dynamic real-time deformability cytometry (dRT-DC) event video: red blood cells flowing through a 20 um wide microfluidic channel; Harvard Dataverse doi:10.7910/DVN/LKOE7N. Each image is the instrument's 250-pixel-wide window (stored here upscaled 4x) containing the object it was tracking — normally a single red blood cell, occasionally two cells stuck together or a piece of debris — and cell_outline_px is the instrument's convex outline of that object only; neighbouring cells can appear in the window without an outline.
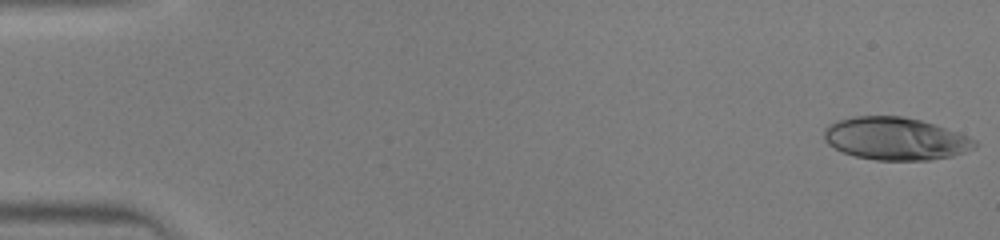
{"species": "human", "species_latin": "Homo sapiens", "temperature_condition": "warm", "stored_images_in_passage": 45, "camera_frame_rate_fps": 3000, "um_per_image_px": 0.085, "donor": {"sex": "male"}, "frame": {"image": 1, "passage_image": 1, "time_ms": 0.0, "image_size_px": [1000, 240], "cell_outline_px": [[980, 144], [976, 148], [952, 156], [928, 160], [876, 160], [856, 156], [844, 152], [828, 144], [824, 140], [824, 128], [828, 124], [836, 120], [852, 116], [900, 116], [920, 120], [936, 124], [968, 136], [976, 140]], "centroid_in_image_um": [76.13, 11.78], "position_along_channel_um": 8.9, "area_um2": 37.63}}
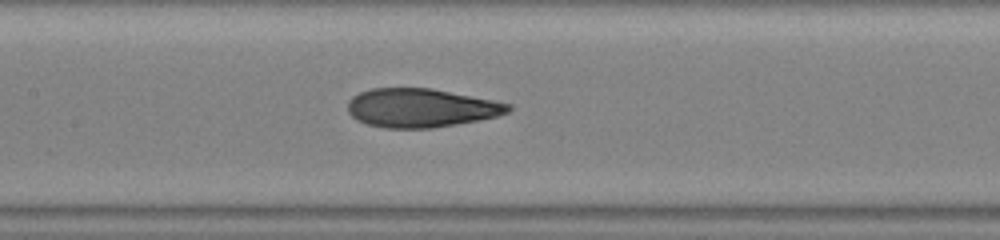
{"frame": {"image": 2, "passage_image": 22, "time_ms": 7.0, "image_size_px": [1000, 240], "cell_outline_px": [[512, 108], [508, 112], [496, 116], [476, 120], [432, 128], [384, 128], [368, 124], [356, 120], [348, 112], [348, 100], [352, 96], [360, 92], [372, 88], [432, 88], [496, 100], [512, 104]], "centroid_in_image_um": [35.77, 9.16], "position_along_channel_um": 171.6, "area_um2": 36.3}}
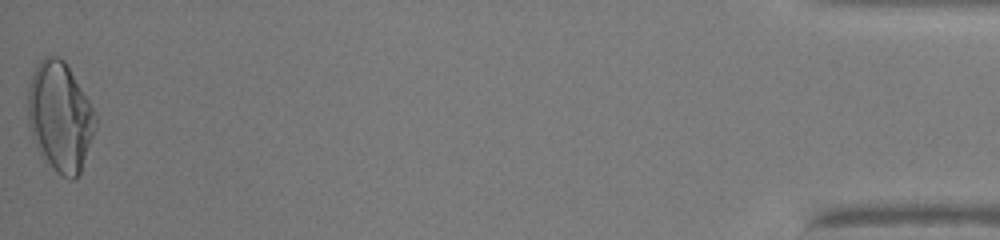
{"frame": {"image": 3, "passage_image": 45, "time_ms": 14.667, "image_size_px": [1000, 240], "cell_outline_px": [[96, 128], [80, 172], [72, 180], [68, 180], [60, 176], [56, 172], [40, 152], [32, 136], [28, 124], [28, 88], [32, 72], [36, 64], [44, 56], [60, 56], [68, 64], [96, 112]], "centroid_in_image_um": [5.11, 9.88], "position_along_channel_um": 430.1, "area_um2": 43.35}}